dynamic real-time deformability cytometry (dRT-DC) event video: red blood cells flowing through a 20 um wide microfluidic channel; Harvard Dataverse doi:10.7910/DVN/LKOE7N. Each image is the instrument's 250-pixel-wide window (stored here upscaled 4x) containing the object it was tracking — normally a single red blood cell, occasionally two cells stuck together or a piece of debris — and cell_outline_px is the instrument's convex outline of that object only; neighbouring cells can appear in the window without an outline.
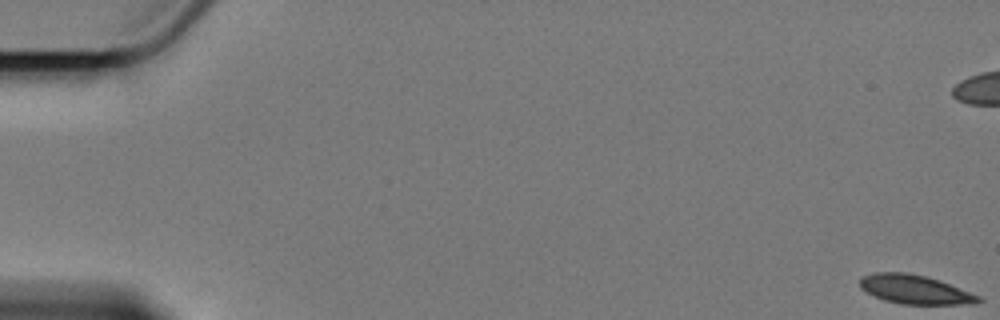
{"species": "Egyptian fruit bat (a non-hibernating species)", "species_latin": "Rousettus aegyptiacus", "temperature_condition": "cold", "stored_images_in_passage": 4, "camera_frame_rate_fps": 3000, "um_per_image_px": 0.085, "animal": {"sex": "female"}, "frame": {"image": 1, "passage_image": 1, "time_ms": 0.0, "image_size_px": [1000, 320], "cell_outline_px": [[984, 300], [976, 304], [900, 304], [884, 300], [860, 288], [860, 276], [876, 272], [904, 272], [924, 276], [940, 280], [980, 296]], "centroid_in_image_um": [77.78, 24.61], "position_along_channel_um": 7.2, "area_um2": 20.0}}